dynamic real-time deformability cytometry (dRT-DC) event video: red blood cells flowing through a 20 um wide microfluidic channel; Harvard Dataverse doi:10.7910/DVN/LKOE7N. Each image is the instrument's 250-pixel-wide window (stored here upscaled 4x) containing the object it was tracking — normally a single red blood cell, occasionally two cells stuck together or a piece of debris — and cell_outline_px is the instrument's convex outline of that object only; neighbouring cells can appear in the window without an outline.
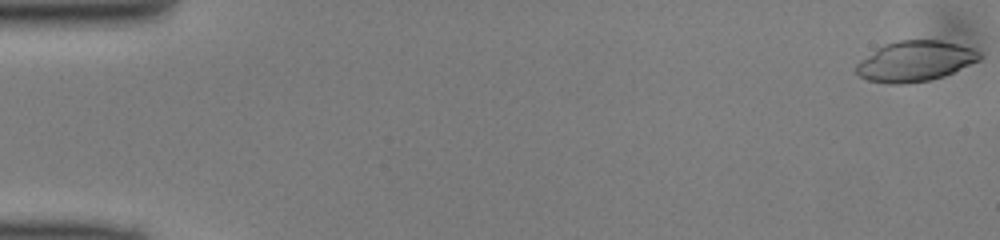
{"species": "common noctule bat (a hibernating species)", "species_latin": "Nyctalus noctula", "temperature_condition": "cold", "stored_images_in_passage": 45, "camera_frame_rate_fps": 3000, "um_per_image_px": 0.085, "animal": {"sex": "male", "body_mass_g": 13.0, "forearm_length_mm": 53.1}, "frame": {"image": 1, "passage_image": 1, "time_ms": 0.0, "image_size_px": [1000, 240], "cell_outline_px": [[980, 60], [952, 72], [928, 80], [904, 84], [888, 84], [868, 80], [860, 76], [856, 72], [856, 64], [860, 60], [876, 48], [884, 44], [896, 40], [940, 40], [960, 44], [972, 48], [980, 52]], "centroid_in_image_um": [77.75, 5.19], "position_along_channel_um": 7.2, "area_um2": 28.96}}